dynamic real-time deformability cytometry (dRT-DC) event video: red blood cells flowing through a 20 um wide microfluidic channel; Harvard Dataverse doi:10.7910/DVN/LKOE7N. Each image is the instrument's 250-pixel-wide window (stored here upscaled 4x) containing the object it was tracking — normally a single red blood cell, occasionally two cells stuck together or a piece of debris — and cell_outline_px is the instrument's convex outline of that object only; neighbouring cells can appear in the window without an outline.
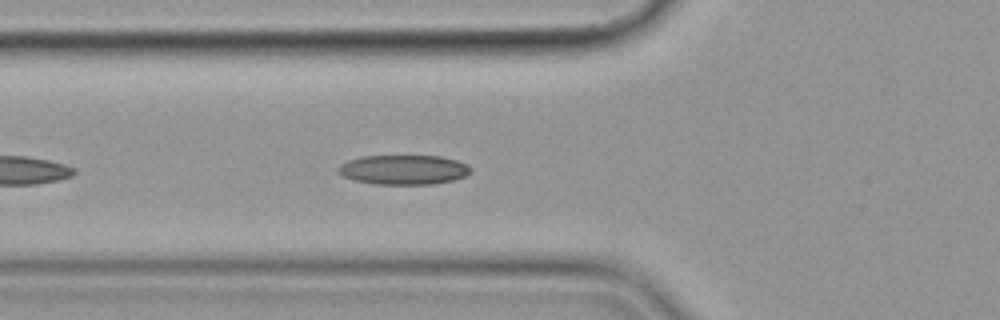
{"species": "common noctule bat (a hibernating species)", "species_latin": "Nyctalus noctula", "temperature_condition": "cold", "stored_images_in_passage": 14, "camera_frame_rate_fps": 3000, "um_per_image_px": 0.085, "animal": {"sex": "female", "body_mass_g": 19.9}, "frame": {"image": 1, "passage_image": 7, "time_ms": 2.0, "image_size_px": [1000, 320], "cell_outline_px": [[472, 172], [464, 176], [452, 180], [432, 184], [372, 184], [356, 180], [344, 176], [336, 172], [336, 168], [340, 164], [348, 160], [364, 156], [440, 156], [456, 160], [468, 164], [472, 168]], "centroid_in_image_um": [34.3, 14.42], "position_along_channel_um": 91.5, "area_um2": 22.89}}
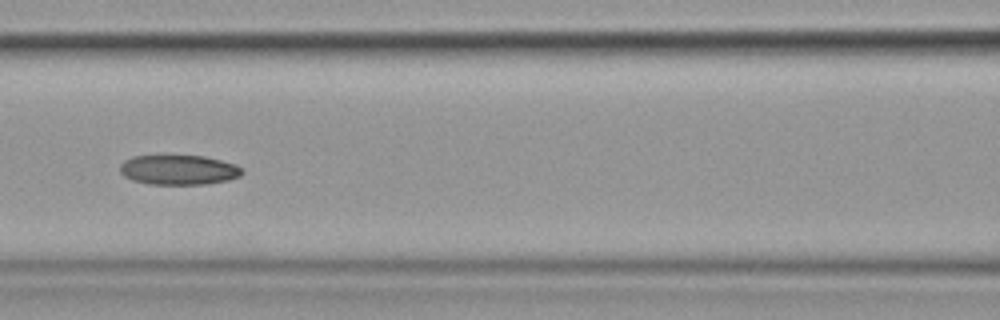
{"frame": {"image": 2, "passage_image": 12, "time_ms": 3.667, "image_size_px": [1000, 320], "cell_outline_px": [[244, 172], [240, 176], [228, 180], [204, 184], [148, 184], [132, 180], [124, 176], [120, 172], [120, 164], [124, 160], [132, 156], [204, 156], [236, 164]], "centroid_in_image_um": [15.17, 14.44], "position_along_channel_um": 151.4, "area_um2": 21.15}}